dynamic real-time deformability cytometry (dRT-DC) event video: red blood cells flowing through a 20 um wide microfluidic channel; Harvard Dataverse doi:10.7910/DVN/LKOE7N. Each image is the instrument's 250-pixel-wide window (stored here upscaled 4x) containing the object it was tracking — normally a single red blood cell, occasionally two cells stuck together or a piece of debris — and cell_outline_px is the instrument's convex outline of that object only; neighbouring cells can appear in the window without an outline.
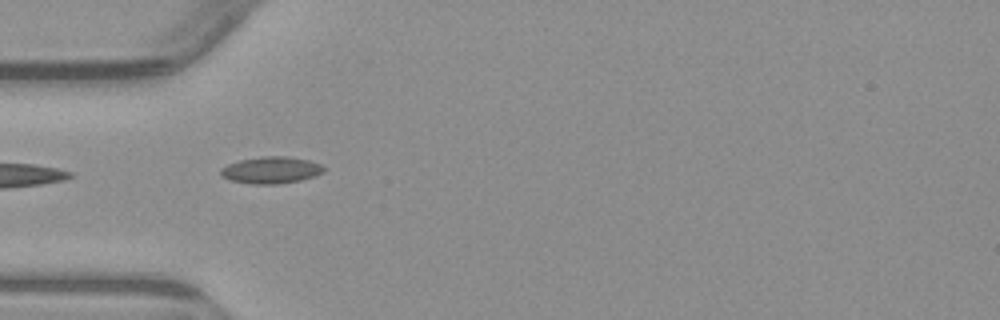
{"species": "common noctule bat (a hibernating species)", "species_latin": "Nyctalus noctula", "temperature_condition": "warm", "stored_images_in_passage": 3, "camera_frame_rate_fps": 3000, "um_per_image_px": 0.085, "animal": {"sex": "male", "body_mass_g": 23.1, "forearm_length_mm": 52.7}, "frame": {"image": 1, "passage_image": 1, "time_ms": 0.0, "image_size_px": [1000, 320], "cell_outline_px": [[324, 172], [316, 176], [300, 180], [276, 184], [252, 184], [228, 180], [220, 176], [220, 168], [228, 164], [240, 160], [260, 156], [288, 156], [308, 160], [320, 164], [324, 168]], "centroid_in_image_um": [23.01, 14.46], "position_along_channel_um": 62.0, "area_um2": 16.24}}
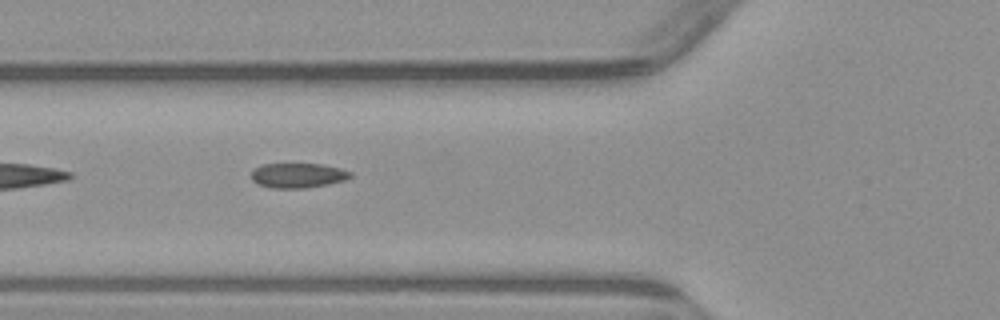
{"frame": {"image": 2, "passage_image": 2, "time_ms": 1.0, "image_size_px": [1000, 320], "cell_outline_px": [[352, 176], [348, 180], [328, 184], [304, 188], [268, 188], [256, 184], [252, 180], [252, 168], [260, 164], [320, 164], [340, 168], [352, 172]], "centroid_in_image_um": [25.3, 14.91], "position_along_channel_um": 100.5, "area_um2": 14.57}}
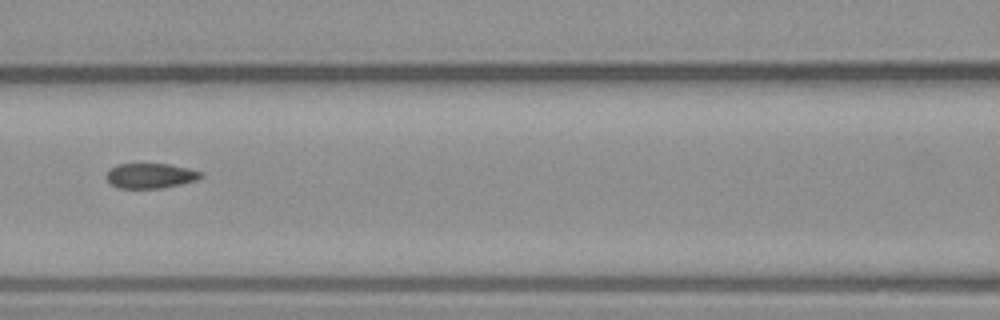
{"frame": {"image": 3, "passage_image": 3, "time_ms": 2.333, "image_size_px": [1000, 320], "cell_outline_px": [[204, 176], [196, 180], [180, 184], [160, 188], [116, 188], [104, 176], [108, 168], [116, 164], [168, 164], [188, 168], [204, 172]], "centroid_in_image_um": [12.76, 14.93], "position_along_channel_um": 153.8, "area_um2": 13.93}}